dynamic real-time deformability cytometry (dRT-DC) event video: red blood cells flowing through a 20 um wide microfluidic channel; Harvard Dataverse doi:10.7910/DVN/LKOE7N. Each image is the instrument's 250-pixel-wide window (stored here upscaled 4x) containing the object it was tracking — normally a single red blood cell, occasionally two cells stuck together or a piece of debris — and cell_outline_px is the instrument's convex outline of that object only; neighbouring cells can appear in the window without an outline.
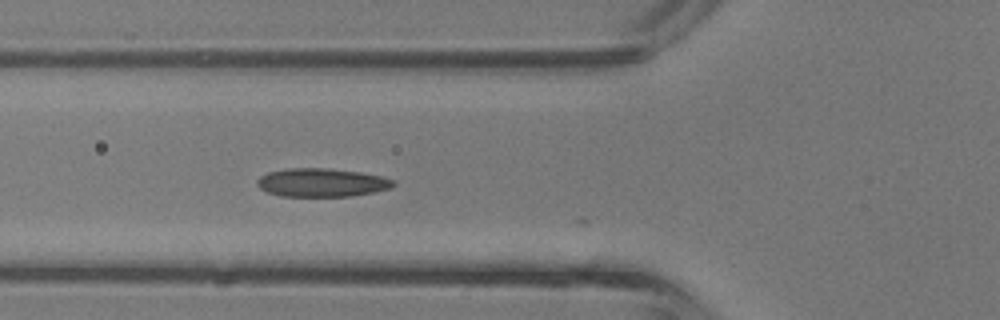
{"species": "common noctule bat (a hibernating species)", "species_latin": "Nyctalus noctula", "temperature_condition": "room temperature", "stored_images_in_passage": 16, "camera_frame_rate_fps": 3000, "um_per_image_px": 0.085, "animal": {"sex": "male", "body_mass_g": 13.3}, "frame": {"image": 1, "passage_image": 15, "time_ms": 4.667, "image_size_px": [1000, 320], "cell_outline_px": [[396, 184], [392, 188], [352, 196], [280, 196], [268, 192], [260, 188], [256, 184], [256, 180], [260, 176], [268, 172], [288, 168], [328, 168], [360, 172], [380, 176], [396, 180]], "centroid_in_image_um": [27.35, 15.51], "position_along_channel_um": 98.4, "area_um2": 22.66}}